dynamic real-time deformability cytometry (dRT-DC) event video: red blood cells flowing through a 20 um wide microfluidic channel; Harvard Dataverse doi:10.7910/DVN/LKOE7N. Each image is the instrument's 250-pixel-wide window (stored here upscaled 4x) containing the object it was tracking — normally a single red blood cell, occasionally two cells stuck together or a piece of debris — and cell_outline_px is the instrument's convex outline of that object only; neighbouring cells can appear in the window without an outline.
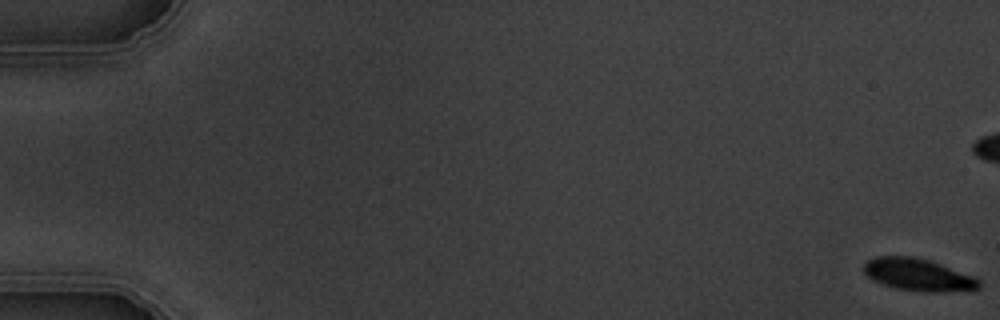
{"species": "common noctule bat (a hibernating species)", "species_latin": "Nyctalus noctula", "temperature_condition": "warm", "stored_images_in_passage": 5, "camera_frame_rate_fps": 3000, "um_per_image_px": 0.085, "animal": {"sex": "male", "body_mass_g": 19.5, "forearm_length_mm": 54.6}, "frame": {"image": 1, "passage_image": 1, "time_ms": 0.0, "image_size_px": [1000, 320], "cell_outline_px": [[980, 288], [928, 292], [924, 292], [896, 288], [872, 280], [864, 272], [864, 260], [876, 256], [916, 256], [976, 276], [980, 280]], "centroid_in_image_um": [78.01, 23.33], "position_along_channel_um": 7.0, "area_um2": 21.56}}